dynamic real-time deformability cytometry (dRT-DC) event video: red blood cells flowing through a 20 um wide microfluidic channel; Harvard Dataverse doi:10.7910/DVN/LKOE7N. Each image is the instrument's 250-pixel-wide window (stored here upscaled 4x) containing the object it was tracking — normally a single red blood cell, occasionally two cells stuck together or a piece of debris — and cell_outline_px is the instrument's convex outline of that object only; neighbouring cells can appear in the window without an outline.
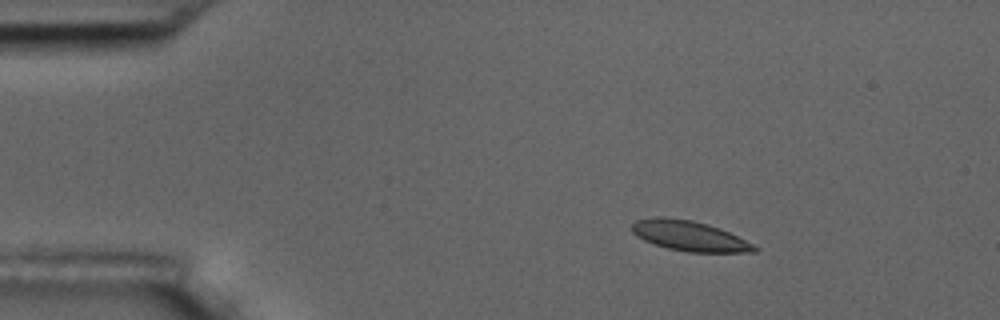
{"species": "common noctule bat (a hibernating species)", "species_latin": "Nyctalus noctula", "temperature_condition": "room temperature", "stored_images_in_passage": 3, "camera_frame_rate_fps": 3000, "um_per_image_px": 0.085, "animal": {"sex": "male", "body_mass_g": 17.5, "forearm_length_mm": 52.3}, "frame": {"image": 1, "passage_image": 1, "time_ms": 0.0, "image_size_px": [1000, 320], "cell_outline_px": [[760, 248], [756, 252], [688, 252], [668, 248], [644, 240], [636, 236], [632, 232], [632, 224], [636, 220], [656, 216], [664, 216], [692, 220], [708, 224], [720, 228]], "centroid_in_image_um": [58.57, 20.04], "position_along_channel_um": 26.4, "area_um2": 21.44}}